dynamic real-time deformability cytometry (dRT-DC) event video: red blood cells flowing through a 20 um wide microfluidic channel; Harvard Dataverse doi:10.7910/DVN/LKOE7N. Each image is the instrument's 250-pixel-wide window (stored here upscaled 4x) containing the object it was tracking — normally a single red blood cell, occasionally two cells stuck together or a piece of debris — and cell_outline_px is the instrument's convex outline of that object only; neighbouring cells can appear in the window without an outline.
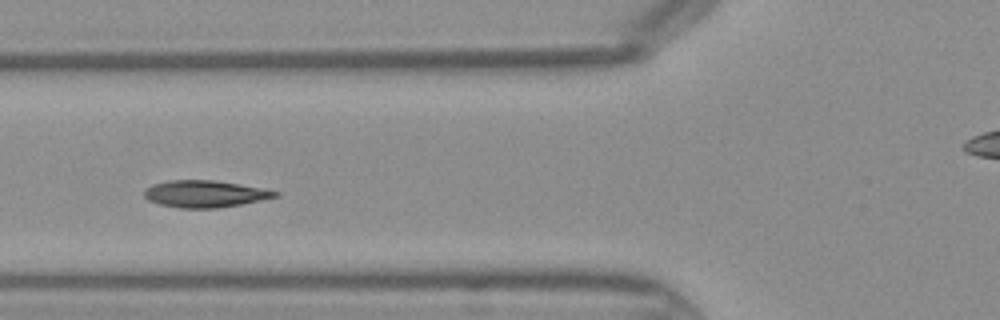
{"species": "Egyptian fruit bat (a non-hibernating species)", "species_latin": "Rousettus aegyptiacus", "temperature_condition": "warm", "stored_images_in_passage": 32, "camera_frame_rate_fps": 3000, "um_per_image_px": 0.085, "frame": {"image": 1, "passage_image": 3, "time_ms": 0.667, "image_size_px": [1000, 320], "cell_outline_px": [[280, 196], [240, 204], [216, 208], [180, 208], [160, 204], [148, 200], [144, 196], [144, 188], [152, 184], [168, 180], [212, 180], [240, 184], [280, 192]], "centroid_in_image_um": [17.38, 16.47], "position_along_channel_um": 108.4, "area_um2": 20.46}}
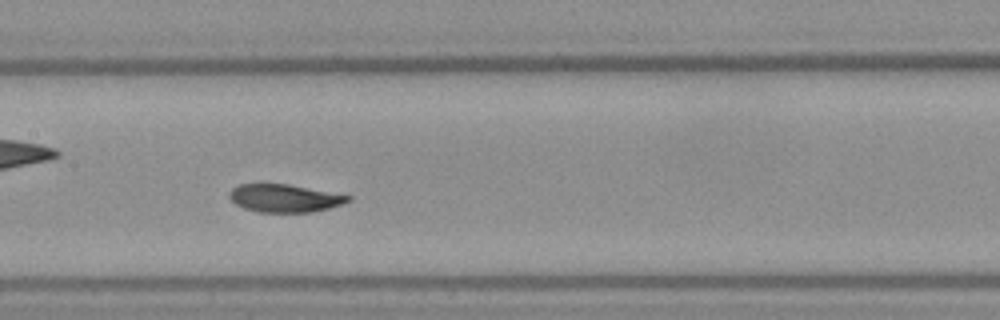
{"frame": {"image": 2, "passage_image": 8, "time_ms": 2.333, "image_size_px": [1000, 320], "cell_outline_px": [[352, 200], [344, 204], [312, 212], [256, 212], [244, 208], [236, 204], [228, 196], [228, 192], [232, 188], [240, 184], [288, 184], [352, 196]], "centroid_in_image_um": [24.19, 16.85], "position_along_channel_um": 183.2, "area_um2": 19.31}}
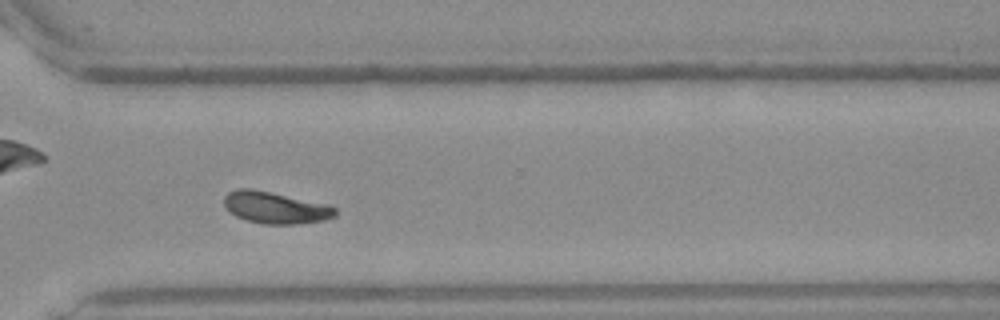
{"frame": {"image": 3, "passage_image": 19, "time_ms": 6.0, "image_size_px": [1000, 320], "cell_outline_px": [[336, 216], [324, 220], [296, 224], [264, 224], [248, 220], [236, 216], [224, 208], [224, 196], [228, 192], [236, 188], [252, 188], [332, 204], [336, 208]], "centroid_in_image_um": [23.43, 17.63], "position_along_channel_um": 347.2, "area_um2": 20.98}}